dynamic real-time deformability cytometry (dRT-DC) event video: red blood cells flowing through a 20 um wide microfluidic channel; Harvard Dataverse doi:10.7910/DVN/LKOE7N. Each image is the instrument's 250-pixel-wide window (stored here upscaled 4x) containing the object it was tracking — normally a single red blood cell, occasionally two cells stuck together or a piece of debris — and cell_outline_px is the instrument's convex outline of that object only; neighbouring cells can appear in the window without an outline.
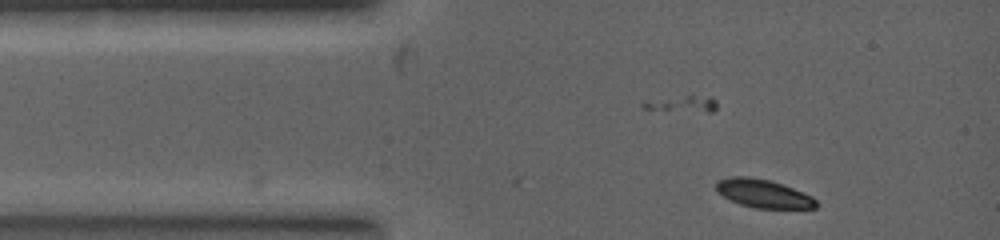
{"species": "common noctule bat (a hibernating species)", "species_latin": "Nyctalus noctula", "temperature_condition": "warm", "stored_images_in_passage": 5, "camera_frame_rate_fps": 5000, "um_per_image_px": 0.085, "animal": {"sex": "female", "body_mass_g": 19.0, "forearm_length_mm": 53.3}, "frame": {"image": 1, "passage_image": 5, "time_ms": 1.0, "image_size_px": [1000, 240], "cell_outline_px": [[816, 208], [752, 208], [740, 204], [716, 192], [716, 180], [728, 176], [748, 176], [772, 180], [804, 192], [812, 196], [816, 200]], "centroid_in_image_um": [64.85, 16.43], "position_along_channel_um": 20.1, "area_um2": 16.7}}